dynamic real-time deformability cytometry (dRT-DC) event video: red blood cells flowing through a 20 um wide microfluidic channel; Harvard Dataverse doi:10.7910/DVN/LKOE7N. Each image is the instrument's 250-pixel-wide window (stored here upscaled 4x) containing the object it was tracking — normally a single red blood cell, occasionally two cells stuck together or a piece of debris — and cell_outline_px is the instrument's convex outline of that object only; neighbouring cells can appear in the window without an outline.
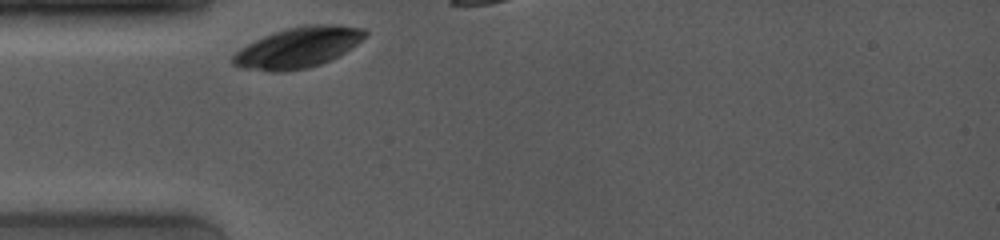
{"species": "common noctule bat (a hibernating species)", "species_latin": "Nyctalus noctula", "temperature_condition": "room temperature", "stored_images_in_passage": 7, "camera_frame_rate_fps": 4000, "um_per_image_px": 0.085, "animal": {"sex": "female", "body_mass_g": 19.0, "forearm_length_mm": 53.3}, "frame": {"image": 1, "passage_image": 1, "time_ms": 0.0, "image_size_px": [1000, 240], "cell_outline_px": [[368, 36], [344, 52], [320, 64], [308, 68], [280, 72], [268, 72], [240, 68], [232, 64], [232, 56], [240, 48], [264, 36], [288, 28], [304, 24], [336, 24], [368, 28]], "centroid_in_image_um": [25.35, 4.03], "position_along_channel_um": 59.6, "area_um2": 31.39}}
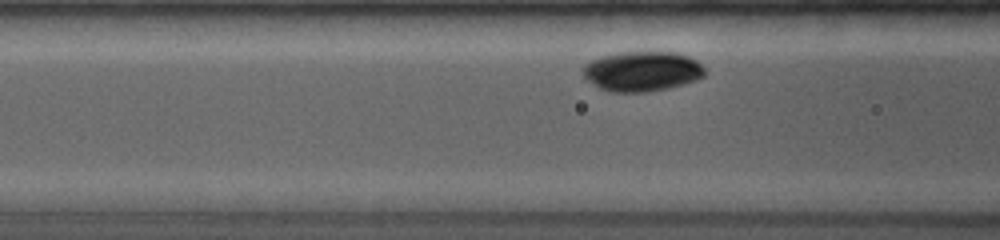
{"frame": {"image": 2, "passage_image": 5, "time_ms": 1.5, "image_size_px": [1000, 240], "cell_outline_px": [[704, 76], [696, 80], [668, 88], [648, 92], [612, 92], [600, 88], [588, 80], [584, 76], [584, 64], [600, 56], [616, 52], [676, 52], [688, 56], [696, 60], [704, 68]], "centroid_in_image_um": [54.58, 6.05], "position_along_channel_um": 112.0, "area_um2": 28.32}}